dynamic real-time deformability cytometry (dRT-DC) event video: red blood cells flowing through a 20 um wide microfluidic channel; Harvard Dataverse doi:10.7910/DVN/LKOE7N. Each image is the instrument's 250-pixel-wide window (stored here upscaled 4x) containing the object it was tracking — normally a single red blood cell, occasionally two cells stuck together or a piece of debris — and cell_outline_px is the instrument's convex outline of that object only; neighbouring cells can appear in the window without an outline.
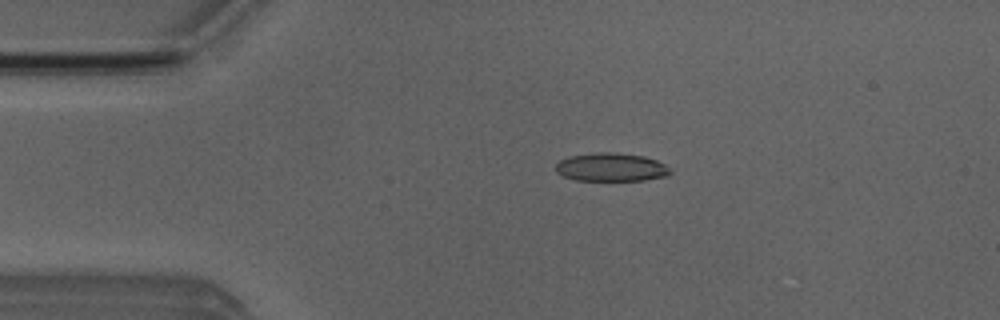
{"species": "Egyptian fruit bat (a non-hibernating species)", "species_latin": "Rousettus aegyptiacus", "temperature_condition": "room temperature", "stored_images_in_passage": 47, "camera_frame_rate_fps": 3000, "um_per_image_px": 0.085, "animal": {"sex": "male"}, "frame": {"image": 1, "passage_image": 6, "time_ms": 1.667, "image_size_px": [1000, 320], "cell_outline_px": [[672, 172], [668, 176], [644, 180], [576, 180], [564, 176], [556, 172], [556, 164], [560, 160], [568, 156], [596, 152], [612, 152], [644, 156], [656, 160], [664, 164]], "centroid_in_image_um": [51.94, 14.21], "position_along_channel_um": 33.1, "area_um2": 18.9}}
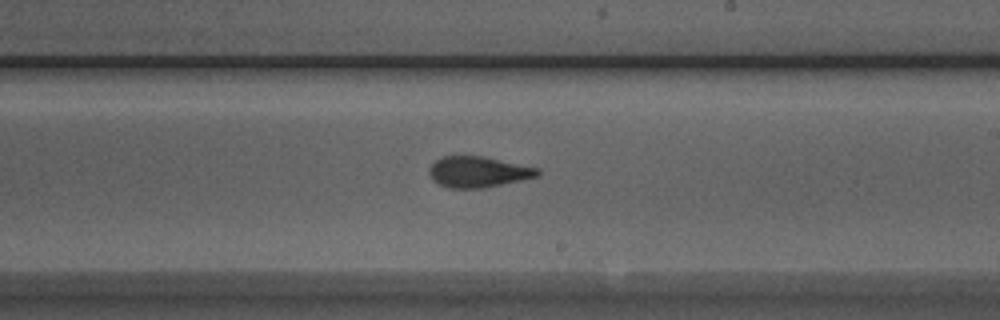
{"frame": {"image": 2, "passage_image": 25, "time_ms": 8.0, "image_size_px": [1000, 320], "cell_outline_px": [[540, 176], [480, 188], [448, 188], [432, 180], [428, 172], [428, 168], [436, 160], [444, 156], [484, 156], [540, 168]], "centroid_in_image_um": [40.64, 14.6], "position_along_channel_um": 248.4, "area_um2": 19.48}}
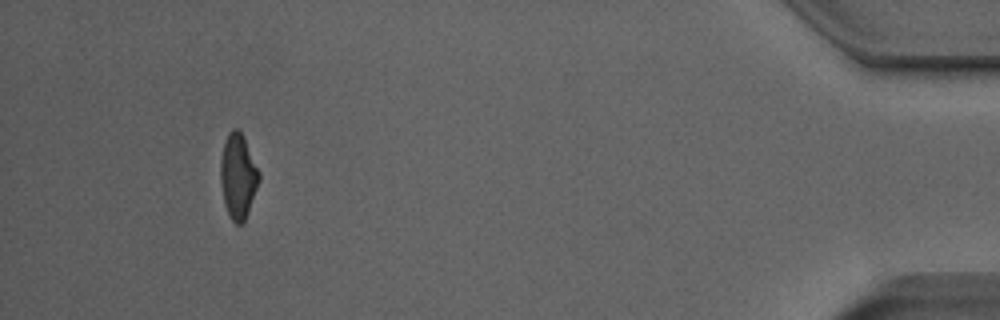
{"frame": {"image": 3, "passage_image": 43, "time_ms": 14.0, "image_size_px": [1000, 320], "cell_outline_px": [[260, 180], [244, 224], [236, 224], [228, 216], [224, 204], [220, 180], [220, 156], [228, 132], [232, 128], [236, 128], [244, 136], [260, 172]], "centroid_in_image_um": [20.23, 14.99], "position_along_channel_um": 415.0, "area_um2": 19.42}, "authors_computed_cell_mechanics": {"area_um2": 19.5364, "velocity_mm_per_s": 4.0073, "shape_relaxation_time_tau1_ms": 6.2226, "shape_relaxation_time_tau2_ms": 2.1275, "deformation_change_tau1": 0.1594, "deformation_change_tau2": 0.0898}}